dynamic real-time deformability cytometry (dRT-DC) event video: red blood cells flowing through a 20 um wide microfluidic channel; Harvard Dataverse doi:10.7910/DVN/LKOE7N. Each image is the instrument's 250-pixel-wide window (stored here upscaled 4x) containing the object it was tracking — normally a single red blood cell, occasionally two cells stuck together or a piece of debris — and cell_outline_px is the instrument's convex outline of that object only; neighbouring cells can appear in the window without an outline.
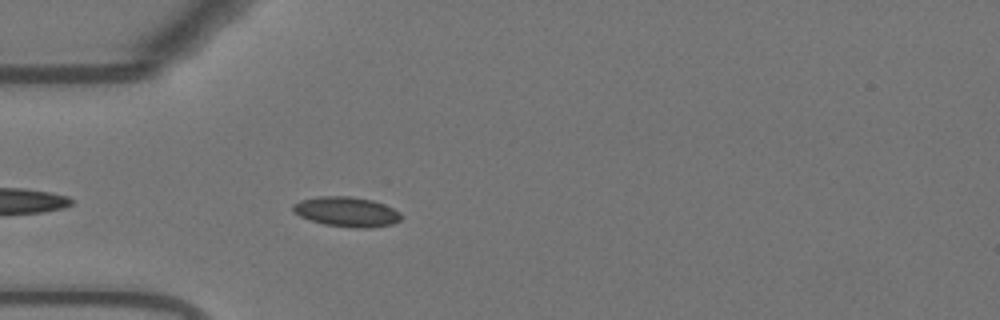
{"species": "Egyptian fruit bat (a non-hibernating species)", "species_latin": "Rousettus aegyptiacus", "temperature_condition": "warm", "stored_images_in_passage": 38, "camera_frame_rate_fps": 3000, "um_per_image_px": 0.085, "animal": {"sex": "female"}, "frame": {"image": 1, "passage_image": 4, "time_ms": 1.0, "image_size_px": [1000, 320], "cell_outline_px": [[404, 216], [400, 220], [392, 224], [368, 228], [356, 228], [324, 224], [300, 216], [292, 212], [292, 204], [300, 200], [320, 196], [348, 196], [372, 200], [384, 204], [400, 212]], "centroid_in_image_um": [29.46, 18.0], "position_along_channel_um": 55.5, "area_um2": 18.84}}
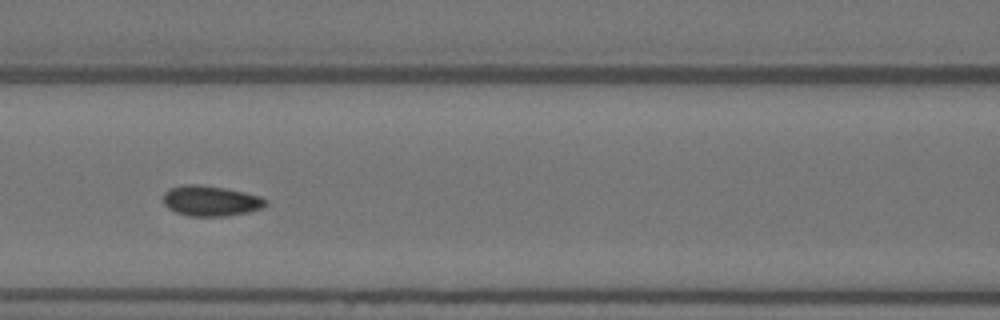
{"frame": {"image": 2, "passage_image": 12, "time_ms": 3.667, "image_size_px": [1000, 320], "cell_outline_px": [[268, 204], [264, 208], [248, 212], [224, 216], [188, 216], [176, 212], [168, 208], [164, 204], [164, 192], [168, 188], [184, 184], [196, 184], [224, 188], [244, 192], [260, 196], [268, 200]], "centroid_in_image_um": [17.92, 17.07], "position_along_channel_um": 148.7, "area_um2": 18.26}}
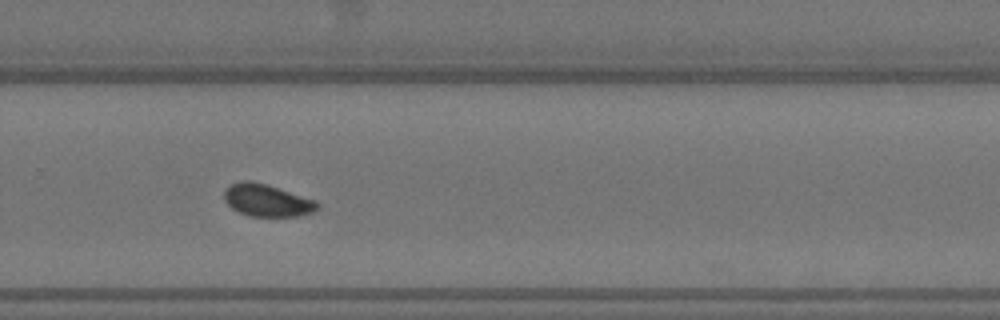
{"frame": {"image": 3, "passage_image": 25, "time_ms": 8.0, "image_size_px": [1000, 320], "cell_outline_px": [[320, 208], [312, 212], [300, 216], [248, 216], [232, 208], [224, 200], [224, 188], [240, 180], [248, 180], [268, 184], [316, 200], [320, 204]], "centroid_in_image_um": [22.7, 17.02], "position_along_channel_um": 307.1, "area_um2": 17.74}, "authors_computed_cell_mechanics": {"area_um2": 17.4845, "velocity_mm_per_s": 3.6668, "shape_relaxation_time_tau1_ms": 2.196, "shape_relaxation_time_tau2_ms": null, "deformation_change_tau1": 0.0534, "deformation_change_tau2": null}}